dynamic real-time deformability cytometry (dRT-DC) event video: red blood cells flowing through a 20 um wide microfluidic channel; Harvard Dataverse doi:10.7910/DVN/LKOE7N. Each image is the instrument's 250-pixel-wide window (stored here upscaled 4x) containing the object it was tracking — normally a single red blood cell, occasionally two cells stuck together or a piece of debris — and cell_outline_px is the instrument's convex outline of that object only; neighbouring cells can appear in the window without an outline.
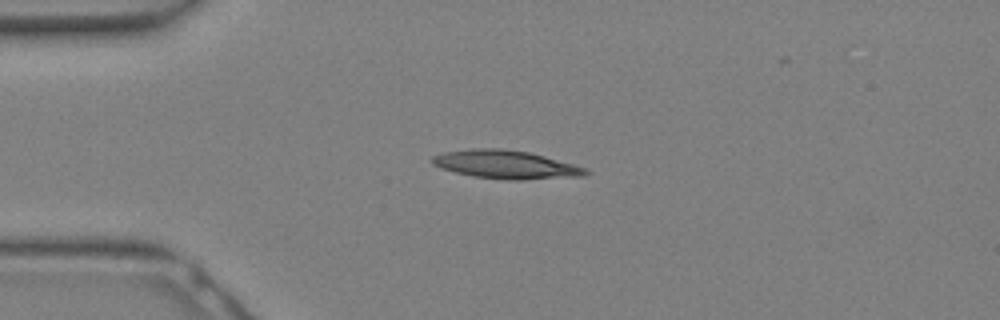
{"species": "Egyptian fruit bat (a non-hibernating species)", "species_latin": "Rousettus aegyptiacus", "temperature_condition": "warm", "stored_images_in_passage": 18, "camera_frame_rate_fps": 3000, "um_per_image_px": 0.085, "animal": {"sex": "female"}, "frame": {"image": 1, "passage_image": 7, "time_ms": 2.0, "image_size_px": [1000, 320], "cell_outline_px": [[592, 172], [584, 176], [520, 180], [508, 180], [472, 176], [440, 168], [432, 164], [432, 156], [444, 152], [472, 148], [500, 148], [528, 152], [544, 156], [572, 164], [584, 168]], "centroid_in_image_um": [42.98, 13.99], "position_along_channel_um": 42.0, "area_um2": 25.26}}
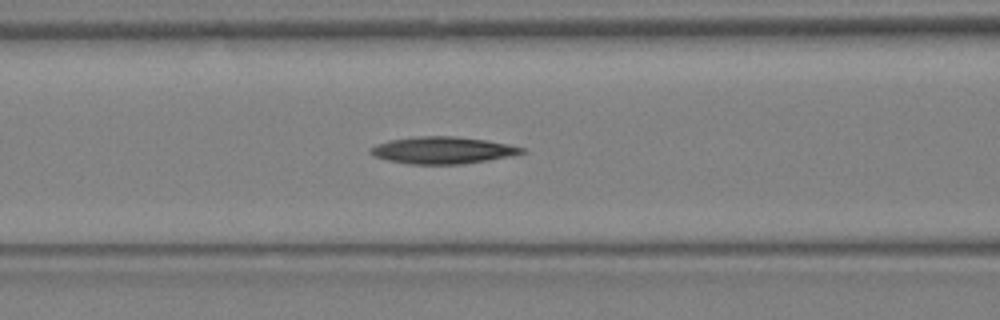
{"frame": {"image": 2, "passage_image": 12, "time_ms": 3.667, "image_size_px": [1000, 320], "cell_outline_px": [[528, 152], [488, 160], [460, 164], [412, 164], [388, 160], [372, 156], [368, 152], [368, 148], [376, 144], [388, 140], [420, 136], [452, 136], [484, 140], [508, 144], [524, 148]], "centroid_in_image_um": [37.57, 12.77], "position_along_channel_um": 129.0, "area_um2": 23.7}}
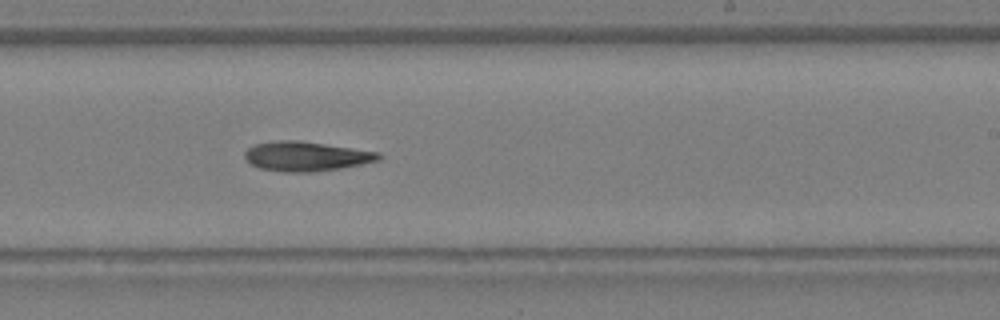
{"frame": {"image": 3, "passage_image": 18, "time_ms": 5.667, "image_size_px": [1000, 320], "cell_outline_px": [[384, 156], [380, 160], [340, 168], [308, 172], [284, 172], [260, 168], [252, 164], [244, 156], [244, 152], [252, 144], [272, 140], [300, 140], [380, 152]], "centroid_in_image_um": [26.02, 13.26], "position_along_channel_um": 263.0, "area_um2": 23.18}}